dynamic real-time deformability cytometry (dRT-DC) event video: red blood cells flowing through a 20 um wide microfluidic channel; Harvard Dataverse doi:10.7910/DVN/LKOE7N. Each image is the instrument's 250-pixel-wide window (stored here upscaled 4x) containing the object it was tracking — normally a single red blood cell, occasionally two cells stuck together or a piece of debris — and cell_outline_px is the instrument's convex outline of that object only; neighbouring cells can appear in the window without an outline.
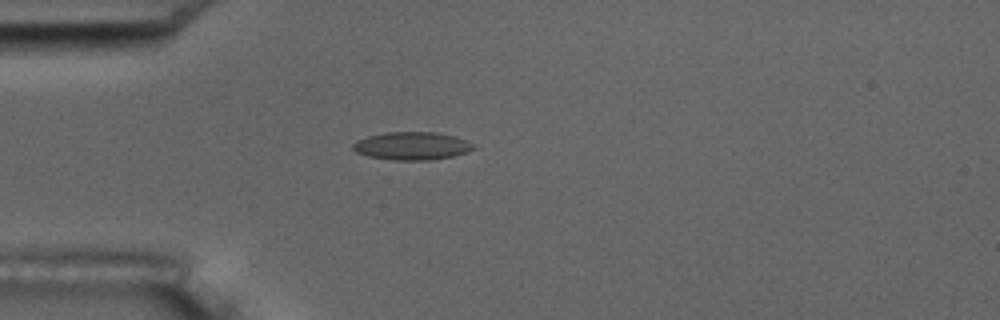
{"species": "common noctule bat (a hibernating species)", "species_latin": "Nyctalus noctula", "temperature_condition": "room temperature", "stored_images_in_passage": 4, "camera_frame_rate_fps": 3000, "um_per_image_px": 0.085, "animal": {"sex": "male", "body_mass_g": 17.5, "forearm_length_mm": 52.3}, "frame": {"image": 1, "passage_image": 3, "time_ms": 2.333, "image_size_px": [1000, 320], "cell_outline_px": [[476, 148], [468, 152], [452, 156], [428, 160], [396, 160], [368, 156], [356, 152], [352, 148], [352, 144], [356, 140], [368, 136], [388, 132], [436, 132], [456, 136], [476, 144]], "centroid_in_image_um": [35.05, 12.39], "position_along_channel_um": 50.0, "area_um2": 19.71}}